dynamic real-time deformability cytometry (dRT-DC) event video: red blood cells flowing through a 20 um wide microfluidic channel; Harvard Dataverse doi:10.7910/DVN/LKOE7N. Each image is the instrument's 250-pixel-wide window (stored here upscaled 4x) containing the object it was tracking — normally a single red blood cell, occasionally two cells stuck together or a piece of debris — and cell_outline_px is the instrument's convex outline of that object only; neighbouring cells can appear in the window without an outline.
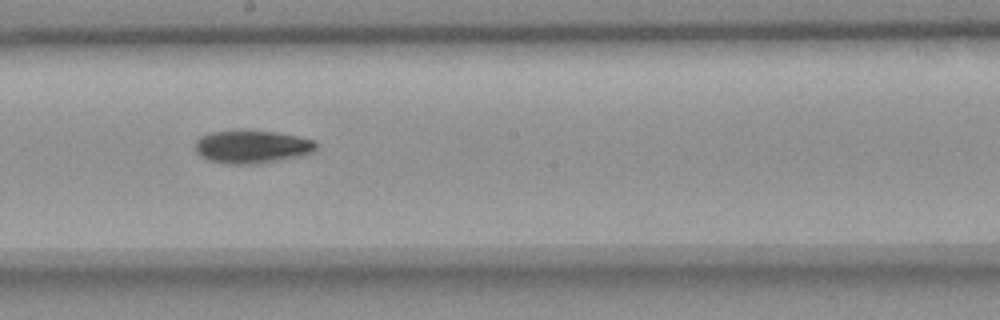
{"species": "common noctule bat (a hibernating species)", "species_latin": "Nyctalus noctula", "temperature_condition": "room temperature", "stored_images_in_passage": 11, "camera_frame_rate_fps": 3000, "um_per_image_px": 0.085, "animal": {"sex": "female", "body_mass_g": 18.4}, "frame": {"image": 1, "passage_image": 10, "time_ms": 3.0, "image_size_px": [1000, 320], "cell_outline_px": [[316, 148], [308, 152], [296, 156], [256, 164], [228, 164], [208, 160], [200, 156], [196, 152], [196, 140], [200, 136], [208, 132], [276, 132], [296, 136], [312, 140], [316, 144]], "centroid_in_image_um": [21.33, 12.49], "position_along_channel_um": 226.9, "area_um2": 22.43}}
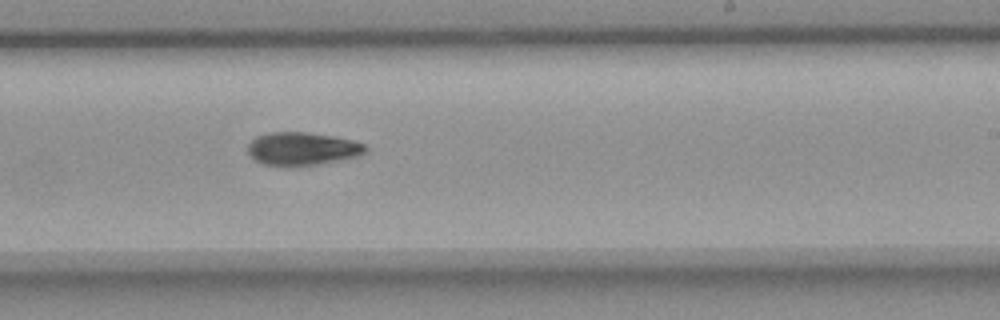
{"frame": {"image": 2, "passage_image": 11, "time_ms": 3.333, "image_size_px": [1000, 320], "cell_outline_px": [[368, 152], [360, 156], [340, 160], [316, 164], [288, 168], [264, 164], [256, 160], [248, 152], [248, 144], [256, 136], [268, 132], [304, 132], [332, 136], [352, 140], [364, 144], [368, 148]], "centroid_in_image_um": [25.7, 12.66], "position_along_channel_um": 263.3, "area_um2": 22.95}}